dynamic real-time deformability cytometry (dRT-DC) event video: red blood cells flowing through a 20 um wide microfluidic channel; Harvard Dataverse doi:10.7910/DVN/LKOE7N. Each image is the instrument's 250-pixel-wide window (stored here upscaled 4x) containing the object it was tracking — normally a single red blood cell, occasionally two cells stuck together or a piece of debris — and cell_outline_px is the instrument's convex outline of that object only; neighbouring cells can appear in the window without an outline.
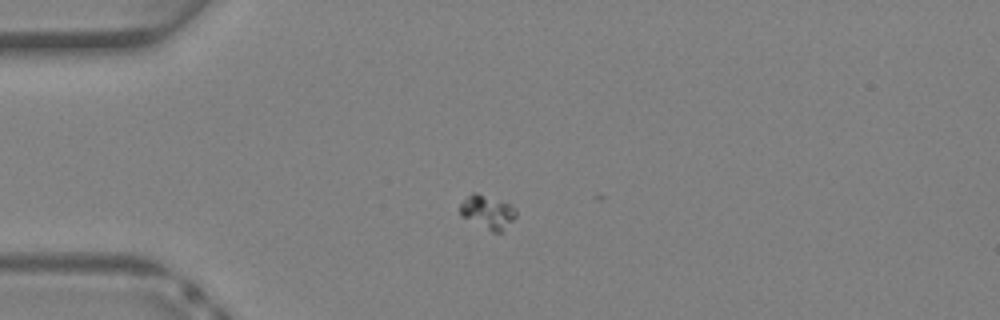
{"species": "Egyptian fruit bat (a non-hibernating species)", "species_latin": "Rousettus aegyptiacus", "temperature_condition": "warm", "stored_images_in_passage": 7, "camera_frame_rate_fps": 3000, "um_per_image_px": 0.085, "animal": {"sex": "female"}, "frame": {"image": 1, "passage_image": 1, "time_ms": 0.0, "image_size_px": [1000, 320], "cell_outline_px": [[516, 216], [500, 232], [492, 232], [460, 216], [460, 204], [472, 192], [476, 192], [508, 204], [516, 208]], "centroid_in_image_um": [41.41, 18.02], "position_along_channel_um": 43.6, "area_um2": 10.69}}
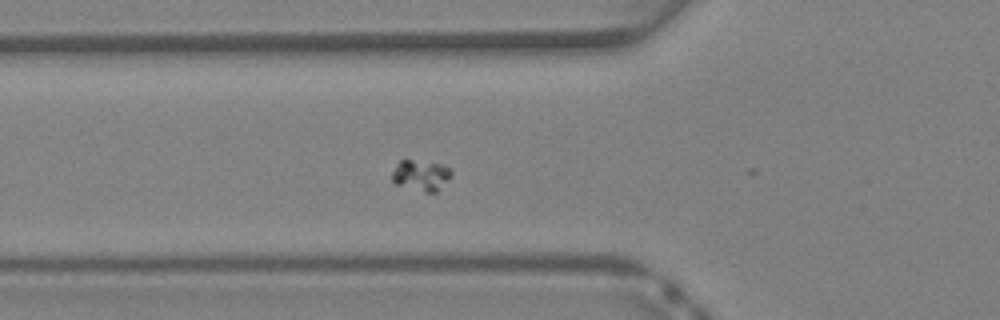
{"frame": {"image": 2, "passage_image": 5, "time_ms": 1.333, "image_size_px": [1000, 320], "cell_outline_px": [[452, 176], [436, 192], [424, 192], [396, 184], [392, 180], [392, 172], [396, 164], [400, 160], [412, 160], [440, 164], [448, 168], [452, 172]], "centroid_in_image_um": [35.77, 14.91], "position_along_channel_um": 90.0, "area_um2": 10.52}}